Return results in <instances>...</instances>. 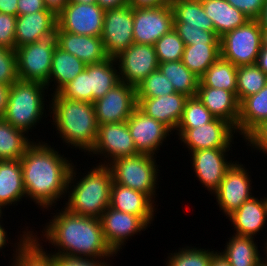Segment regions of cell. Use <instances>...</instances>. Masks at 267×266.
<instances>
[{"label":"cell","mask_w":267,"mask_h":266,"mask_svg":"<svg viewBox=\"0 0 267 266\" xmlns=\"http://www.w3.org/2000/svg\"><path fill=\"white\" fill-rule=\"evenodd\" d=\"M45 142L47 141L36 139L26 149L20 163L26 198L47 212L56 208L60 199L64 198L65 202L73 161L65 157V154L62 155L55 146L51 147Z\"/></svg>","instance_id":"1"},{"label":"cell","mask_w":267,"mask_h":266,"mask_svg":"<svg viewBox=\"0 0 267 266\" xmlns=\"http://www.w3.org/2000/svg\"><path fill=\"white\" fill-rule=\"evenodd\" d=\"M54 212L50 213L53 214L52 219H47L48 223L42 226L40 236H37V231L34 232L35 229L32 231V237L37 242H48V245L56 247L54 252L52 249L48 251L50 254L112 259L117 256L104 238L100 219L76 215L64 207Z\"/></svg>","instance_id":"2"},{"label":"cell","mask_w":267,"mask_h":266,"mask_svg":"<svg viewBox=\"0 0 267 266\" xmlns=\"http://www.w3.org/2000/svg\"><path fill=\"white\" fill-rule=\"evenodd\" d=\"M50 96L48 112L52 120L48 123L53 122L52 127L55 128L63 145L88 154L96 142L98 133L93 103L63 98L57 93Z\"/></svg>","instance_id":"3"},{"label":"cell","mask_w":267,"mask_h":266,"mask_svg":"<svg viewBox=\"0 0 267 266\" xmlns=\"http://www.w3.org/2000/svg\"><path fill=\"white\" fill-rule=\"evenodd\" d=\"M76 166L73 162L67 183L68 201L63 207L76 215L100 219L110 206L112 173L107 165L95 164L84 173Z\"/></svg>","instance_id":"4"},{"label":"cell","mask_w":267,"mask_h":266,"mask_svg":"<svg viewBox=\"0 0 267 266\" xmlns=\"http://www.w3.org/2000/svg\"><path fill=\"white\" fill-rule=\"evenodd\" d=\"M47 90L45 84L17 80L10 87L6 112L2 118L29 134L46 117V110L50 107L46 104V97L51 95Z\"/></svg>","instance_id":"5"},{"label":"cell","mask_w":267,"mask_h":266,"mask_svg":"<svg viewBox=\"0 0 267 266\" xmlns=\"http://www.w3.org/2000/svg\"><path fill=\"white\" fill-rule=\"evenodd\" d=\"M61 27L56 23L34 43L16 48L19 80L48 85L52 57L59 47Z\"/></svg>","instance_id":"6"},{"label":"cell","mask_w":267,"mask_h":266,"mask_svg":"<svg viewBox=\"0 0 267 266\" xmlns=\"http://www.w3.org/2000/svg\"><path fill=\"white\" fill-rule=\"evenodd\" d=\"M157 157L147 154L117 158L107 166L113 182L146 194L155 204L160 175Z\"/></svg>","instance_id":"7"},{"label":"cell","mask_w":267,"mask_h":266,"mask_svg":"<svg viewBox=\"0 0 267 266\" xmlns=\"http://www.w3.org/2000/svg\"><path fill=\"white\" fill-rule=\"evenodd\" d=\"M262 45V28L258 19H250L220 37L221 57L236 67L256 64Z\"/></svg>","instance_id":"8"},{"label":"cell","mask_w":267,"mask_h":266,"mask_svg":"<svg viewBox=\"0 0 267 266\" xmlns=\"http://www.w3.org/2000/svg\"><path fill=\"white\" fill-rule=\"evenodd\" d=\"M236 129L228 122L214 118L212 121L197 128H176L174 135L188 153L201 149L232 148L237 136Z\"/></svg>","instance_id":"9"},{"label":"cell","mask_w":267,"mask_h":266,"mask_svg":"<svg viewBox=\"0 0 267 266\" xmlns=\"http://www.w3.org/2000/svg\"><path fill=\"white\" fill-rule=\"evenodd\" d=\"M242 162H236L225 173L219 187L213 192L220 211L227 217L235 212L245 201L254 196L251 171ZM250 174V175H249Z\"/></svg>","instance_id":"10"},{"label":"cell","mask_w":267,"mask_h":266,"mask_svg":"<svg viewBox=\"0 0 267 266\" xmlns=\"http://www.w3.org/2000/svg\"><path fill=\"white\" fill-rule=\"evenodd\" d=\"M137 154L139 153L135 148L127 122L125 121L99 125L96 142L87 155L89 157L94 155L97 158L100 156L99 158L102 159L97 164L108 165L117 158Z\"/></svg>","instance_id":"11"},{"label":"cell","mask_w":267,"mask_h":266,"mask_svg":"<svg viewBox=\"0 0 267 266\" xmlns=\"http://www.w3.org/2000/svg\"><path fill=\"white\" fill-rule=\"evenodd\" d=\"M133 8L128 4L105 10L101 39L108 57L115 58L134 43Z\"/></svg>","instance_id":"12"},{"label":"cell","mask_w":267,"mask_h":266,"mask_svg":"<svg viewBox=\"0 0 267 266\" xmlns=\"http://www.w3.org/2000/svg\"><path fill=\"white\" fill-rule=\"evenodd\" d=\"M232 148L201 149L190 152V165L200 184L212 195L221 184L225 173L236 162L230 160ZM229 159V160H228ZM233 161V162H232Z\"/></svg>","instance_id":"13"},{"label":"cell","mask_w":267,"mask_h":266,"mask_svg":"<svg viewBox=\"0 0 267 266\" xmlns=\"http://www.w3.org/2000/svg\"><path fill=\"white\" fill-rule=\"evenodd\" d=\"M120 81L136 87L151 72L158 69L154 45L133 43L115 57Z\"/></svg>","instance_id":"14"},{"label":"cell","mask_w":267,"mask_h":266,"mask_svg":"<svg viewBox=\"0 0 267 266\" xmlns=\"http://www.w3.org/2000/svg\"><path fill=\"white\" fill-rule=\"evenodd\" d=\"M131 137L139 154L157 156L164 142L173 133L167 126L147 116L138 107L127 119ZM157 153V154H156Z\"/></svg>","instance_id":"15"},{"label":"cell","mask_w":267,"mask_h":266,"mask_svg":"<svg viewBox=\"0 0 267 266\" xmlns=\"http://www.w3.org/2000/svg\"><path fill=\"white\" fill-rule=\"evenodd\" d=\"M105 10L97 3L69 2L57 15L61 30L77 35L100 37Z\"/></svg>","instance_id":"16"},{"label":"cell","mask_w":267,"mask_h":266,"mask_svg":"<svg viewBox=\"0 0 267 266\" xmlns=\"http://www.w3.org/2000/svg\"><path fill=\"white\" fill-rule=\"evenodd\" d=\"M173 11L170 5L133 8L134 43L154 45L173 29Z\"/></svg>","instance_id":"17"},{"label":"cell","mask_w":267,"mask_h":266,"mask_svg":"<svg viewBox=\"0 0 267 266\" xmlns=\"http://www.w3.org/2000/svg\"><path fill=\"white\" fill-rule=\"evenodd\" d=\"M93 105L98 126L125 122L137 107L136 87L120 82Z\"/></svg>","instance_id":"18"},{"label":"cell","mask_w":267,"mask_h":266,"mask_svg":"<svg viewBox=\"0 0 267 266\" xmlns=\"http://www.w3.org/2000/svg\"><path fill=\"white\" fill-rule=\"evenodd\" d=\"M100 220L104 238L116 255L124 249L132 236L150 228L141 217L118 211L110 206L104 211Z\"/></svg>","instance_id":"19"},{"label":"cell","mask_w":267,"mask_h":266,"mask_svg":"<svg viewBox=\"0 0 267 266\" xmlns=\"http://www.w3.org/2000/svg\"><path fill=\"white\" fill-rule=\"evenodd\" d=\"M188 96L175 92L156 98H136L137 107L147 116L154 118L176 131Z\"/></svg>","instance_id":"20"},{"label":"cell","mask_w":267,"mask_h":266,"mask_svg":"<svg viewBox=\"0 0 267 266\" xmlns=\"http://www.w3.org/2000/svg\"><path fill=\"white\" fill-rule=\"evenodd\" d=\"M259 196L254 195L227 217L233 225L234 234L254 238L260 234V230L263 232V229H266L267 194L263 198Z\"/></svg>","instance_id":"21"},{"label":"cell","mask_w":267,"mask_h":266,"mask_svg":"<svg viewBox=\"0 0 267 266\" xmlns=\"http://www.w3.org/2000/svg\"><path fill=\"white\" fill-rule=\"evenodd\" d=\"M156 204L144 193L112 183L110 207L118 211L141 217L149 226L153 224Z\"/></svg>","instance_id":"22"},{"label":"cell","mask_w":267,"mask_h":266,"mask_svg":"<svg viewBox=\"0 0 267 266\" xmlns=\"http://www.w3.org/2000/svg\"><path fill=\"white\" fill-rule=\"evenodd\" d=\"M196 96L215 118L230 123L237 132L239 101L233 92L212 87H198Z\"/></svg>","instance_id":"23"},{"label":"cell","mask_w":267,"mask_h":266,"mask_svg":"<svg viewBox=\"0 0 267 266\" xmlns=\"http://www.w3.org/2000/svg\"><path fill=\"white\" fill-rule=\"evenodd\" d=\"M59 48L85 64L99 63L108 58L101 37L77 35L61 30Z\"/></svg>","instance_id":"24"},{"label":"cell","mask_w":267,"mask_h":266,"mask_svg":"<svg viewBox=\"0 0 267 266\" xmlns=\"http://www.w3.org/2000/svg\"><path fill=\"white\" fill-rule=\"evenodd\" d=\"M22 199L27 198L20 160L0 161V205L9 209Z\"/></svg>","instance_id":"25"},{"label":"cell","mask_w":267,"mask_h":266,"mask_svg":"<svg viewBox=\"0 0 267 266\" xmlns=\"http://www.w3.org/2000/svg\"><path fill=\"white\" fill-rule=\"evenodd\" d=\"M267 120V84L258 93L239 103L237 134L245 139L255 128Z\"/></svg>","instance_id":"26"},{"label":"cell","mask_w":267,"mask_h":266,"mask_svg":"<svg viewBox=\"0 0 267 266\" xmlns=\"http://www.w3.org/2000/svg\"><path fill=\"white\" fill-rule=\"evenodd\" d=\"M203 9L213 22L215 33L222 37L250 20L244 13L233 7L226 0H200Z\"/></svg>","instance_id":"27"},{"label":"cell","mask_w":267,"mask_h":266,"mask_svg":"<svg viewBox=\"0 0 267 266\" xmlns=\"http://www.w3.org/2000/svg\"><path fill=\"white\" fill-rule=\"evenodd\" d=\"M221 254L231 266H264V257L258 249V240L255 237L234 234L228 238Z\"/></svg>","instance_id":"28"},{"label":"cell","mask_w":267,"mask_h":266,"mask_svg":"<svg viewBox=\"0 0 267 266\" xmlns=\"http://www.w3.org/2000/svg\"><path fill=\"white\" fill-rule=\"evenodd\" d=\"M57 23V16L52 11H39L26 15H17L15 26L16 48L34 43L39 36Z\"/></svg>","instance_id":"29"},{"label":"cell","mask_w":267,"mask_h":266,"mask_svg":"<svg viewBox=\"0 0 267 266\" xmlns=\"http://www.w3.org/2000/svg\"><path fill=\"white\" fill-rule=\"evenodd\" d=\"M86 64L61 48H55L47 88L57 93L85 69ZM54 82V83H53ZM51 83L53 85H51ZM55 85V86H54ZM52 86V88L50 87ZM50 87V88H49ZM54 89V91H53Z\"/></svg>","instance_id":"30"},{"label":"cell","mask_w":267,"mask_h":266,"mask_svg":"<svg viewBox=\"0 0 267 266\" xmlns=\"http://www.w3.org/2000/svg\"><path fill=\"white\" fill-rule=\"evenodd\" d=\"M120 82L115 58L108 57L102 62L88 64V84L89 92H92V103L103 97Z\"/></svg>","instance_id":"31"},{"label":"cell","mask_w":267,"mask_h":266,"mask_svg":"<svg viewBox=\"0 0 267 266\" xmlns=\"http://www.w3.org/2000/svg\"><path fill=\"white\" fill-rule=\"evenodd\" d=\"M27 135V136H26ZM28 134L0 118V161L20 160L34 142Z\"/></svg>","instance_id":"32"},{"label":"cell","mask_w":267,"mask_h":266,"mask_svg":"<svg viewBox=\"0 0 267 266\" xmlns=\"http://www.w3.org/2000/svg\"><path fill=\"white\" fill-rule=\"evenodd\" d=\"M158 69L173 85L175 92L194 97L200 83V78L190 71L181 60L159 63Z\"/></svg>","instance_id":"33"},{"label":"cell","mask_w":267,"mask_h":266,"mask_svg":"<svg viewBox=\"0 0 267 266\" xmlns=\"http://www.w3.org/2000/svg\"><path fill=\"white\" fill-rule=\"evenodd\" d=\"M237 67L221 56L200 77L199 87H212L231 91L236 95Z\"/></svg>","instance_id":"34"},{"label":"cell","mask_w":267,"mask_h":266,"mask_svg":"<svg viewBox=\"0 0 267 266\" xmlns=\"http://www.w3.org/2000/svg\"><path fill=\"white\" fill-rule=\"evenodd\" d=\"M220 56V44L185 45L181 61L200 78Z\"/></svg>","instance_id":"35"},{"label":"cell","mask_w":267,"mask_h":266,"mask_svg":"<svg viewBox=\"0 0 267 266\" xmlns=\"http://www.w3.org/2000/svg\"><path fill=\"white\" fill-rule=\"evenodd\" d=\"M173 23H186V27H198L215 32L213 22L206 15L200 0L180 1L171 5Z\"/></svg>","instance_id":"36"},{"label":"cell","mask_w":267,"mask_h":266,"mask_svg":"<svg viewBox=\"0 0 267 266\" xmlns=\"http://www.w3.org/2000/svg\"><path fill=\"white\" fill-rule=\"evenodd\" d=\"M236 83V97L240 103L266 86L267 75L256 64L239 66Z\"/></svg>","instance_id":"37"},{"label":"cell","mask_w":267,"mask_h":266,"mask_svg":"<svg viewBox=\"0 0 267 266\" xmlns=\"http://www.w3.org/2000/svg\"><path fill=\"white\" fill-rule=\"evenodd\" d=\"M175 251L167 254L165 266H210L211 260L218 250L190 245Z\"/></svg>","instance_id":"38"},{"label":"cell","mask_w":267,"mask_h":266,"mask_svg":"<svg viewBox=\"0 0 267 266\" xmlns=\"http://www.w3.org/2000/svg\"><path fill=\"white\" fill-rule=\"evenodd\" d=\"M171 93H175L173 85L159 69L136 86V98H156Z\"/></svg>","instance_id":"39"},{"label":"cell","mask_w":267,"mask_h":266,"mask_svg":"<svg viewBox=\"0 0 267 266\" xmlns=\"http://www.w3.org/2000/svg\"><path fill=\"white\" fill-rule=\"evenodd\" d=\"M214 118L197 96L188 97L177 128H197Z\"/></svg>","instance_id":"40"},{"label":"cell","mask_w":267,"mask_h":266,"mask_svg":"<svg viewBox=\"0 0 267 266\" xmlns=\"http://www.w3.org/2000/svg\"><path fill=\"white\" fill-rule=\"evenodd\" d=\"M159 63L182 60L185 44L179 34L171 29L154 44Z\"/></svg>","instance_id":"41"},{"label":"cell","mask_w":267,"mask_h":266,"mask_svg":"<svg viewBox=\"0 0 267 266\" xmlns=\"http://www.w3.org/2000/svg\"><path fill=\"white\" fill-rule=\"evenodd\" d=\"M57 94L63 98L92 103V92H89L88 84V64L80 74L62 87Z\"/></svg>","instance_id":"42"},{"label":"cell","mask_w":267,"mask_h":266,"mask_svg":"<svg viewBox=\"0 0 267 266\" xmlns=\"http://www.w3.org/2000/svg\"><path fill=\"white\" fill-rule=\"evenodd\" d=\"M173 29L179 34L185 45L220 44V37L213 31L186 27V23H173Z\"/></svg>","instance_id":"43"},{"label":"cell","mask_w":267,"mask_h":266,"mask_svg":"<svg viewBox=\"0 0 267 266\" xmlns=\"http://www.w3.org/2000/svg\"><path fill=\"white\" fill-rule=\"evenodd\" d=\"M19 80L16 50L0 47V83L12 85Z\"/></svg>","instance_id":"44"},{"label":"cell","mask_w":267,"mask_h":266,"mask_svg":"<svg viewBox=\"0 0 267 266\" xmlns=\"http://www.w3.org/2000/svg\"><path fill=\"white\" fill-rule=\"evenodd\" d=\"M16 19L17 16L0 13V47L16 50Z\"/></svg>","instance_id":"45"},{"label":"cell","mask_w":267,"mask_h":266,"mask_svg":"<svg viewBox=\"0 0 267 266\" xmlns=\"http://www.w3.org/2000/svg\"><path fill=\"white\" fill-rule=\"evenodd\" d=\"M53 257L55 266H112L110 258H82L65 255H53Z\"/></svg>","instance_id":"46"},{"label":"cell","mask_w":267,"mask_h":266,"mask_svg":"<svg viewBox=\"0 0 267 266\" xmlns=\"http://www.w3.org/2000/svg\"><path fill=\"white\" fill-rule=\"evenodd\" d=\"M246 146H250L252 152H261L267 156V120L255 128L245 139Z\"/></svg>","instance_id":"47"},{"label":"cell","mask_w":267,"mask_h":266,"mask_svg":"<svg viewBox=\"0 0 267 266\" xmlns=\"http://www.w3.org/2000/svg\"><path fill=\"white\" fill-rule=\"evenodd\" d=\"M250 19H258L265 6V0H226Z\"/></svg>","instance_id":"48"},{"label":"cell","mask_w":267,"mask_h":266,"mask_svg":"<svg viewBox=\"0 0 267 266\" xmlns=\"http://www.w3.org/2000/svg\"><path fill=\"white\" fill-rule=\"evenodd\" d=\"M39 11H50L47 9L44 0H18L17 15H26Z\"/></svg>","instance_id":"49"},{"label":"cell","mask_w":267,"mask_h":266,"mask_svg":"<svg viewBox=\"0 0 267 266\" xmlns=\"http://www.w3.org/2000/svg\"><path fill=\"white\" fill-rule=\"evenodd\" d=\"M132 8L158 7L167 5V0H128Z\"/></svg>","instance_id":"50"},{"label":"cell","mask_w":267,"mask_h":266,"mask_svg":"<svg viewBox=\"0 0 267 266\" xmlns=\"http://www.w3.org/2000/svg\"><path fill=\"white\" fill-rule=\"evenodd\" d=\"M10 87L11 85L0 83V118H2L6 112Z\"/></svg>","instance_id":"51"},{"label":"cell","mask_w":267,"mask_h":266,"mask_svg":"<svg viewBox=\"0 0 267 266\" xmlns=\"http://www.w3.org/2000/svg\"><path fill=\"white\" fill-rule=\"evenodd\" d=\"M44 3L47 9L57 16L69 3V0H44Z\"/></svg>","instance_id":"52"},{"label":"cell","mask_w":267,"mask_h":266,"mask_svg":"<svg viewBox=\"0 0 267 266\" xmlns=\"http://www.w3.org/2000/svg\"><path fill=\"white\" fill-rule=\"evenodd\" d=\"M17 1L18 0H0V13L17 16Z\"/></svg>","instance_id":"53"},{"label":"cell","mask_w":267,"mask_h":266,"mask_svg":"<svg viewBox=\"0 0 267 266\" xmlns=\"http://www.w3.org/2000/svg\"><path fill=\"white\" fill-rule=\"evenodd\" d=\"M97 4L104 10L128 5V0H97Z\"/></svg>","instance_id":"54"},{"label":"cell","mask_w":267,"mask_h":266,"mask_svg":"<svg viewBox=\"0 0 267 266\" xmlns=\"http://www.w3.org/2000/svg\"><path fill=\"white\" fill-rule=\"evenodd\" d=\"M256 65L267 75V47H261L259 51Z\"/></svg>","instance_id":"55"},{"label":"cell","mask_w":267,"mask_h":266,"mask_svg":"<svg viewBox=\"0 0 267 266\" xmlns=\"http://www.w3.org/2000/svg\"><path fill=\"white\" fill-rule=\"evenodd\" d=\"M210 266H231V264L220 251H217L211 260Z\"/></svg>","instance_id":"56"},{"label":"cell","mask_w":267,"mask_h":266,"mask_svg":"<svg viewBox=\"0 0 267 266\" xmlns=\"http://www.w3.org/2000/svg\"><path fill=\"white\" fill-rule=\"evenodd\" d=\"M3 224L4 223L0 222V251L2 250V252L3 249H5V247L7 246V244L11 243L7 235L8 232L3 226Z\"/></svg>","instance_id":"57"},{"label":"cell","mask_w":267,"mask_h":266,"mask_svg":"<svg viewBox=\"0 0 267 266\" xmlns=\"http://www.w3.org/2000/svg\"><path fill=\"white\" fill-rule=\"evenodd\" d=\"M261 28H267V0H265V6L262 10L260 17L258 18Z\"/></svg>","instance_id":"58"},{"label":"cell","mask_w":267,"mask_h":266,"mask_svg":"<svg viewBox=\"0 0 267 266\" xmlns=\"http://www.w3.org/2000/svg\"><path fill=\"white\" fill-rule=\"evenodd\" d=\"M262 42L263 46L267 47V28H262Z\"/></svg>","instance_id":"59"},{"label":"cell","mask_w":267,"mask_h":266,"mask_svg":"<svg viewBox=\"0 0 267 266\" xmlns=\"http://www.w3.org/2000/svg\"><path fill=\"white\" fill-rule=\"evenodd\" d=\"M69 2L96 4L97 0H69Z\"/></svg>","instance_id":"60"},{"label":"cell","mask_w":267,"mask_h":266,"mask_svg":"<svg viewBox=\"0 0 267 266\" xmlns=\"http://www.w3.org/2000/svg\"><path fill=\"white\" fill-rule=\"evenodd\" d=\"M265 252V253H264ZM263 255H265V259H264V266H267V244H264V248H263Z\"/></svg>","instance_id":"61"},{"label":"cell","mask_w":267,"mask_h":266,"mask_svg":"<svg viewBox=\"0 0 267 266\" xmlns=\"http://www.w3.org/2000/svg\"><path fill=\"white\" fill-rule=\"evenodd\" d=\"M4 210H6L2 205H0V222H3V215H5Z\"/></svg>","instance_id":"62"},{"label":"cell","mask_w":267,"mask_h":266,"mask_svg":"<svg viewBox=\"0 0 267 266\" xmlns=\"http://www.w3.org/2000/svg\"><path fill=\"white\" fill-rule=\"evenodd\" d=\"M180 1H188V0H167V3H168V5H172V4H175V3H177V2H180Z\"/></svg>","instance_id":"63"},{"label":"cell","mask_w":267,"mask_h":266,"mask_svg":"<svg viewBox=\"0 0 267 266\" xmlns=\"http://www.w3.org/2000/svg\"><path fill=\"white\" fill-rule=\"evenodd\" d=\"M266 241H264V243H263V246H264V244H267V237H266V239H265Z\"/></svg>","instance_id":"64"}]
</instances>
